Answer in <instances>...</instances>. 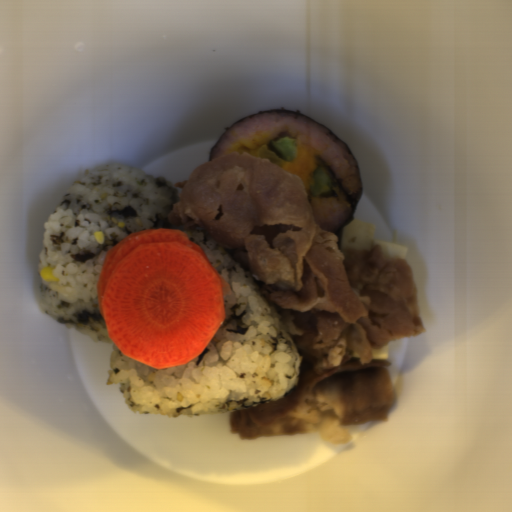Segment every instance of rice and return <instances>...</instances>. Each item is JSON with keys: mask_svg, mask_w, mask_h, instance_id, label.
<instances>
[{"mask_svg": "<svg viewBox=\"0 0 512 512\" xmlns=\"http://www.w3.org/2000/svg\"><path fill=\"white\" fill-rule=\"evenodd\" d=\"M281 138L294 140L295 148L313 149L317 168L330 176L332 189L326 194L313 196L310 188L305 191L315 223L334 234L355 211L362 192L361 175L343 144L310 119L272 111L238 121L224 133L209 162L228 154L255 156L262 146Z\"/></svg>", "mask_w": 512, "mask_h": 512, "instance_id": "023b6e5f", "label": "rice"}, {"mask_svg": "<svg viewBox=\"0 0 512 512\" xmlns=\"http://www.w3.org/2000/svg\"><path fill=\"white\" fill-rule=\"evenodd\" d=\"M176 186L128 165L109 163L83 173L43 224L37 263L42 312L110 346L106 385L118 386L132 413L188 418L280 400L299 383L302 353L238 258L207 230H182L171 222L181 190ZM152 228L187 232L232 287L225 320L206 349L188 363L161 370L121 353L108 335L96 293L106 253L129 234ZM98 230L104 244L95 240ZM45 265L54 266L58 281L41 279Z\"/></svg>", "mask_w": 512, "mask_h": 512, "instance_id": "652b925c", "label": "rice"}]
</instances>
